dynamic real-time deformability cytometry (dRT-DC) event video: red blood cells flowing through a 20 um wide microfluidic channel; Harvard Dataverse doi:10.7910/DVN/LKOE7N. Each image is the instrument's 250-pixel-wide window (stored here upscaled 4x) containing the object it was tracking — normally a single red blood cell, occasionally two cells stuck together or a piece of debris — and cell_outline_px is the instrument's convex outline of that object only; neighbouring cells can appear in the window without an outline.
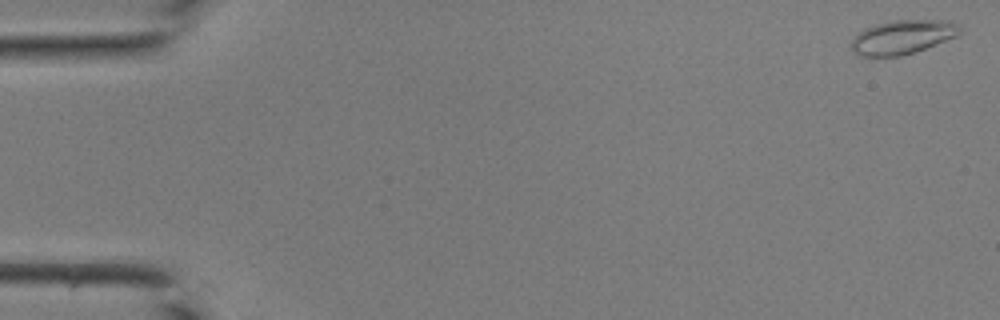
{"species": "common noctule bat (a hibernating species)", "species_latin": "Nyctalus noctula", "temperature_condition": "room temperature", "stored_images_in_passage": 44, "camera_frame_rate_fps": 3000, "um_per_image_px": 0.085, "animal": {"sex": "male", "body_mass_g": 19.0, "forearm_length_mm": 50.8}, "frame": {"image": 1, "passage_image": 1, "time_ms": 0.0, "image_size_px": [1000, 320], "cell_outline_px": [[960, 32], [956, 36], [916, 52], [900, 56], [860, 56], [852, 52], [852, 40], [864, 28], [876, 24], [896, 20], [948, 20], [960, 24]], "centroid_in_image_um": [76.73, 3.15], "position_along_channel_um": 8.3, "area_um2": 21.44}}
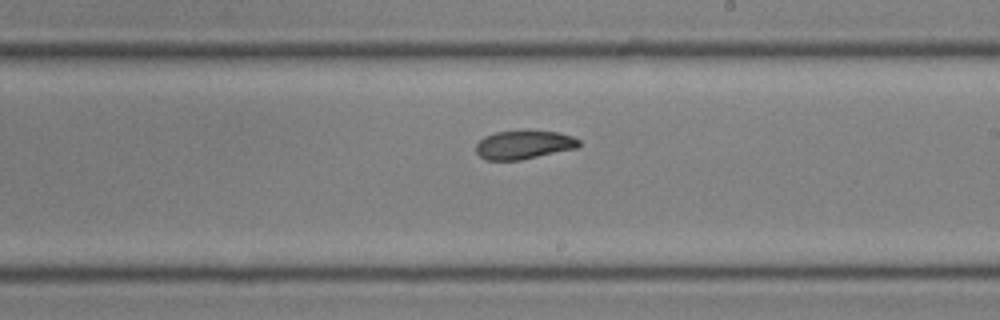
{"frame": {"image": 2, "passage_image": 26, "time_ms": 8.333, "image_size_px": [1000, 320], "cell_outline_px": [[580, 144], [576, 148], [520, 160], [484, 160], [476, 152], [476, 144], [484, 136], [496, 132], [524, 128], [528, 128], [556, 132], [572, 136], [580, 140]], "centroid_in_image_um": [44.5, 12.26], "position_along_channel_um": 244.5, "area_um2": 17.69}}
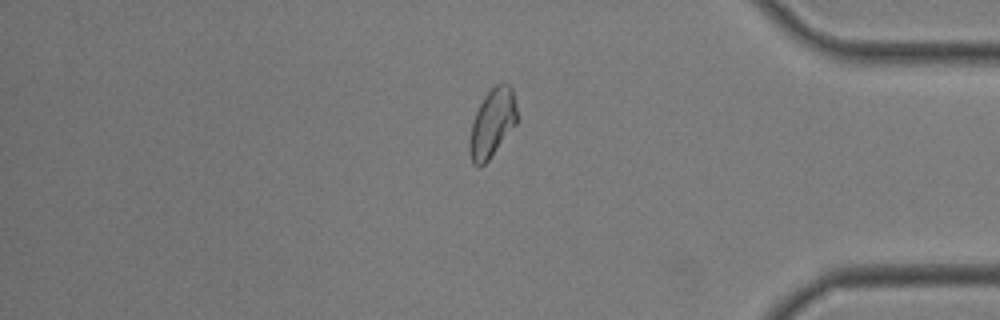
{"frame": {"image": 3, "passage_image": 37, "time_ms": 12.0, "image_size_px": [1000, 320], "cell_outline_px": [[516, 124], [488, 160], [480, 168], [476, 168], [472, 164], [468, 152], [468, 140], [472, 120], [484, 96], [496, 84], [508, 84], [512, 88], [516, 108]], "centroid_in_image_um": [41.78, 10.52], "position_along_channel_um": 393.4, "area_um2": 18.9}}